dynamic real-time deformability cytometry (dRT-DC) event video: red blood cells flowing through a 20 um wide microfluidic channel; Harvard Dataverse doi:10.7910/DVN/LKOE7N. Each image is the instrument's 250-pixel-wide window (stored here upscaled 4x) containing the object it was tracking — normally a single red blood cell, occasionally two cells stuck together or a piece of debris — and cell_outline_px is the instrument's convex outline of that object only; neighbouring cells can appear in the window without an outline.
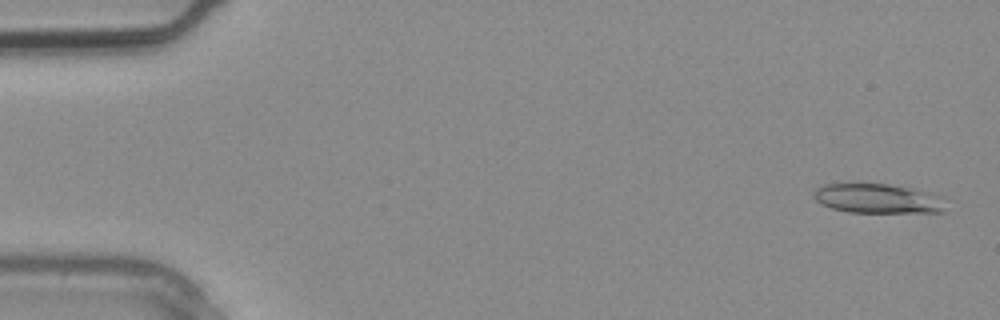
{"species": "common noctule bat (a hibernating species)", "species_latin": "Nyctalus noctula", "temperature_condition": "warm", "stored_images_in_passage": 2, "camera_frame_rate_fps": 3000, "um_per_image_px": 0.085, "animal": {"sex": "male", "body_mass_g": 20.4}, "frame": {"image": 1, "passage_image": 1, "time_ms": 0.0, "image_size_px": [1000, 320], "cell_outline_px": [[944, 212], [848, 212], [832, 208], [820, 204], [812, 196], [812, 192], [816, 188], [824, 184], [888, 184], [912, 188], [940, 196]], "centroid_in_image_um": [74.52, 16.87], "position_along_channel_um": 10.5, "area_um2": 22.43}}